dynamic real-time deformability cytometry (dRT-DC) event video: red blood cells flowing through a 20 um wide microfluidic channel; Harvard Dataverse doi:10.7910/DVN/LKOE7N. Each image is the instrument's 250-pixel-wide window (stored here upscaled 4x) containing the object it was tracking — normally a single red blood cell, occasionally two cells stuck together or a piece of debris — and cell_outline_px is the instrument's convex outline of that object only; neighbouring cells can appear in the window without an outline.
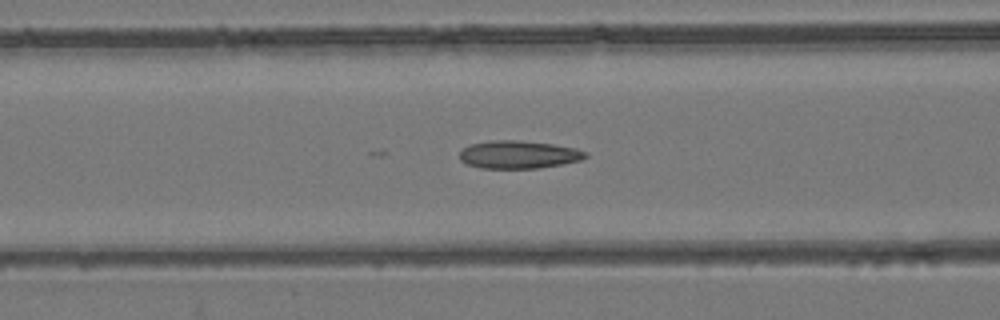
{"species": "common noctule bat (a hibernating species)", "species_latin": "Nyctalus noctula", "temperature_condition": "room temperature", "stored_images_in_passage": 35, "camera_frame_rate_fps": 3000, "um_per_image_px": 0.085, "animal": {"sex": "female", "body_mass_g": 24.6, "forearm_length_mm": 56.2}, "frame": {"image": 1, "passage_image": 13, "time_ms": 4.0, "image_size_px": [1000, 320], "cell_outline_px": [[588, 156], [580, 160], [564, 164], [536, 168], [480, 168], [468, 164], [460, 160], [460, 152], [468, 144], [488, 140], [520, 140], [552, 144], [576, 148], [588, 152]], "centroid_in_image_um": [44.08, 13.13], "position_along_channel_um": 122.5, "area_um2": 20.58}}
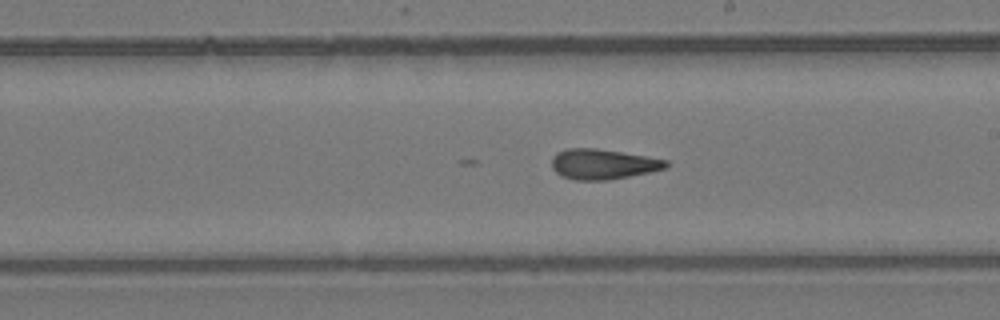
{"frame": {"image": 2, "passage_image": 22, "time_ms": 7.0, "image_size_px": [1000, 320], "cell_outline_px": [[668, 164], [664, 168], [648, 172], [608, 180], [576, 180], [560, 176], [552, 168], [552, 156], [556, 152], [568, 148], [596, 148], [668, 160]], "centroid_in_image_um": [51.18, 13.95], "position_along_channel_um": 237.8, "area_um2": 19.94}}
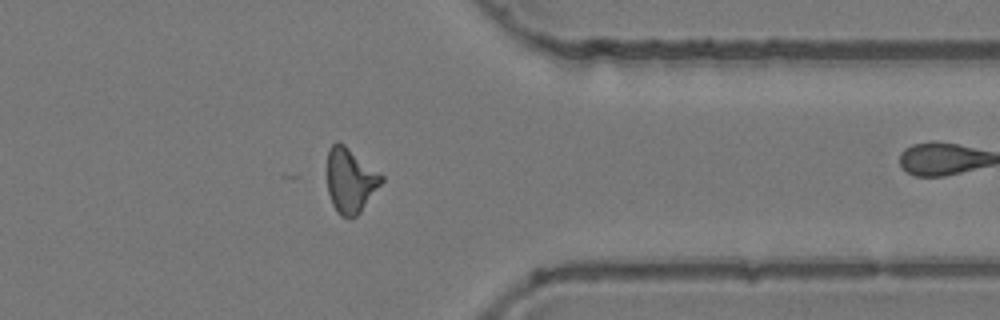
{"frame": {"image": 3, "passage_image": 34, "time_ms": 11.0, "image_size_px": [1000, 320], "cell_outline_px": [[384, 180], [360, 212], [356, 216], [340, 216], [336, 212], [332, 204], [328, 192], [328, 148], [336, 140], [344, 144], [380, 172], [384, 176]], "centroid_in_image_um": [29.78, 15.31], "position_along_channel_um": 381.6, "area_um2": 20.4}}